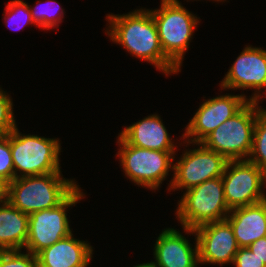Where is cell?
Returning a JSON list of instances; mask_svg holds the SVG:
<instances>
[{
	"label": "cell",
	"instance_id": "4",
	"mask_svg": "<svg viewBox=\"0 0 266 267\" xmlns=\"http://www.w3.org/2000/svg\"><path fill=\"white\" fill-rule=\"evenodd\" d=\"M116 138L119 147L116 157L126 178L138 187L152 192L159 190L169 172L173 173L174 157L178 151L143 149L128 144L119 134Z\"/></svg>",
	"mask_w": 266,
	"mask_h": 267
},
{
	"label": "cell",
	"instance_id": "13",
	"mask_svg": "<svg viewBox=\"0 0 266 267\" xmlns=\"http://www.w3.org/2000/svg\"><path fill=\"white\" fill-rule=\"evenodd\" d=\"M194 231L201 266L213 264L222 267L233 263L240 247L226 219L200 225Z\"/></svg>",
	"mask_w": 266,
	"mask_h": 267
},
{
	"label": "cell",
	"instance_id": "6",
	"mask_svg": "<svg viewBox=\"0 0 266 267\" xmlns=\"http://www.w3.org/2000/svg\"><path fill=\"white\" fill-rule=\"evenodd\" d=\"M177 203L175 216L183 228L195 229L206 223L225 220L230 212L222 176L184 191Z\"/></svg>",
	"mask_w": 266,
	"mask_h": 267
},
{
	"label": "cell",
	"instance_id": "2",
	"mask_svg": "<svg viewBox=\"0 0 266 267\" xmlns=\"http://www.w3.org/2000/svg\"><path fill=\"white\" fill-rule=\"evenodd\" d=\"M80 185L75 178H64L62 172L15 178L8 184L7 200L30 215L63 203Z\"/></svg>",
	"mask_w": 266,
	"mask_h": 267
},
{
	"label": "cell",
	"instance_id": "30",
	"mask_svg": "<svg viewBox=\"0 0 266 267\" xmlns=\"http://www.w3.org/2000/svg\"><path fill=\"white\" fill-rule=\"evenodd\" d=\"M189 1H197V0H186V2H189ZM198 1H200V0H198ZM206 1V0H205ZM209 1V0H208ZM211 1H214V2H218V3H221L222 2V4H223V2H226V1H228V0H211Z\"/></svg>",
	"mask_w": 266,
	"mask_h": 267
},
{
	"label": "cell",
	"instance_id": "1",
	"mask_svg": "<svg viewBox=\"0 0 266 267\" xmlns=\"http://www.w3.org/2000/svg\"><path fill=\"white\" fill-rule=\"evenodd\" d=\"M105 34L114 44L121 45L131 56L148 62L165 77L181 72L164 54L158 29L147 8L125 14H106Z\"/></svg>",
	"mask_w": 266,
	"mask_h": 267
},
{
	"label": "cell",
	"instance_id": "22",
	"mask_svg": "<svg viewBox=\"0 0 266 267\" xmlns=\"http://www.w3.org/2000/svg\"><path fill=\"white\" fill-rule=\"evenodd\" d=\"M0 179L9 184L15 179L14 164L10 148V132L0 135Z\"/></svg>",
	"mask_w": 266,
	"mask_h": 267
},
{
	"label": "cell",
	"instance_id": "15",
	"mask_svg": "<svg viewBox=\"0 0 266 267\" xmlns=\"http://www.w3.org/2000/svg\"><path fill=\"white\" fill-rule=\"evenodd\" d=\"M161 116L150 114L127 125L118 133L128 144L157 151H178V145L168 133Z\"/></svg>",
	"mask_w": 266,
	"mask_h": 267
},
{
	"label": "cell",
	"instance_id": "7",
	"mask_svg": "<svg viewBox=\"0 0 266 267\" xmlns=\"http://www.w3.org/2000/svg\"><path fill=\"white\" fill-rule=\"evenodd\" d=\"M257 106L249 101L237 114L219 125L200 143L227 160H247L252 149Z\"/></svg>",
	"mask_w": 266,
	"mask_h": 267
},
{
	"label": "cell",
	"instance_id": "21",
	"mask_svg": "<svg viewBox=\"0 0 266 267\" xmlns=\"http://www.w3.org/2000/svg\"><path fill=\"white\" fill-rule=\"evenodd\" d=\"M3 19L7 27L16 31L27 27L28 25H35L38 27L31 16L29 4L23 0H11L5 6ZM27 25V26H26Z\"/></svg>",
	"mask_w": 266,
	"mask_h": 267
},
{
	"label": "cell",
	"instance_id": "23",
	"mask_svg": "<svg viewBox=\"0 0 266 267\" xmlns=\"http://www.w3.org/2000/svg\"><path fill=\"white\" fill-rule=\"evenodd\" d=\"M0 267H38L37 257L25 250L0 251Z\"/></svg>",
	"mask_w": 266,
	"mask_h": 267
},
{
	"label": "cell",
	"instance_id": "26",
	"mask_svg": "<svg viewBox=\"0 0 266 267\" xmlns=\"http://www.w3.org/2000/svg\"><path fill=\"white\" fill-rule=\"evenodd\" d=\"M248 248L266 265V237L256 240Z\"/></svg>",
	"mask_w": 266,
	"mask_h": 267
},
{
	"label": "cell",
	"instance_id": "14",
	"mask_svg": "<svg viewBox=\"0 0 266 267\" xmlns=\"http://www.w3.org/2000/svg\"><path fill=\"white\" fill-rule=\"evenodd\" d=\"M183 232L195 236V245L188 236L174 228H165L156 237L153 248L154 267H199L198 244L193 228H183Z\"/></svg>",
	"mask_w": 266,
	"mask_h": 267
},
{
	"label": "cell",
	"instance_id": "3",
	"mask_svg": "<svg viewBox=\"0 0 266 267\" xmlns=\"http://www.w3.org/2000/svg\"><path fill=\"white\" fill-rule=\"evenodd\" d=\"M160 4L159 8L149 10L155 20L165 56L181 71L200 17L187 10L179 0H161Z\"/></svg>",
	"mask_w": 266,
	"mask_h": 267
},
{
	"label": "cell",
	"instance_id": "16",
	"mask_svg": "<svg viewBox=\"0 0 266 267\" xmlns=\"http://www.w3.org/2000/svg\"><path fill=\"white\" fill-rule=\"evenodd\" d=\"M93 247L88 241L74 238L73 233L40 251L38 267H84L91 263Z\"/></svg>",
	"mask_w": 266,
	"mask_h": 267
},
{
	"label": "cell",
	"instance_id": "29",
	"mask_svg": "<svg viewBox=\"0 0 266 267\" xmlns=\"http://www.w3.org/2000/svg\"><path fill=\"white\" fill-rule=\"evenodd\" d=\"M133 267H154V265L152 264L151 261L149 262H146V263H140V264H137V265H133Z\"/></svg>",
	"mask_w": 266,
	"mask_h": 267
},
{
	"label": "cell",
	"instance_id": "5",
	"mask_svg": "<svg viewBox=\"0 0 266 267\" xmlns=\"http://www.w3.org/2000/svg\"><path fill=\"white\" fill-rule=\"evenodd\" d=\"M59 138L22 134L18 125L10 132L15 178L61 172Z\"/></svg>",
	"mask_w": 266,
	"mask_h": 267
},
{
	"label": "cell",
	"instance_id": "20",
	"mask_svg": "<svg viewBox=\"0 0 266 267\" xmlns=\"http://www.w3.org/2000/svg\"><path fill=\"white\" fill-rule=\"evenodd\" d=\"M247 160L266 172V113L257 112L252 149Z\"/></svg>",
	"mask_w": 266,
	"mask_h": 267
},
{
	"label": "cell",
	"instance_id": "12",
	"mask_svg": "<svg viewBox=\"0 0 266 267\" xmlns=\"http://www.w3.org/2000/svg\"><path fill=\"white\" fill-rule=\"evenodd\" d=\"M220 82L223 91L251 89L255 101L266 89V49L245 45Z\"/></svg>",
	"mask_w": 266,
	"mask_h": 267
},
{
	"label": "cell",
	"instance_id": "27",
	"mask_svg": "<svg viewBox=\"0 0 266 267\" xmlns=\"http://www.w3.org/2000/svg\"><path fill=\"white\" fill-rule=\"evenodd\" d=\"M8 184L0 179V203L7 201Z\"/></svg>",
	"mask_w": 266,
	"mask_h": 267
},
{
	"label": "cell",
	"instance_id": "10",
	"mask_svg": "<svg viewBox=\"0 0 266 267\" xmlns=\"http://www.w3.org/2000/svg\"><path fill=\"white\" fill-rule=\"evenodd\" d=\"M222 180L230 210L266 199V172L248 160H228Z\"/></svg>",
	"mask_w": 266,
	"mask_h": 267
},
{
	"label": "cell",
	"instance_id": "17",
	"mask_svg": "<svg viewBox=\"0 0 266 267\" xmlns=\"http://www.w3.org/2000/svg\"><path fill=\"white\" fill-rule=\"evenodd\" d=\"M226 220L233 229L239 247H248L266 237V199L231 209Z\"/></svg>",
	"mask_w": 266,
	"mask_h": 267
},
{
	"label": "cell",
	"instance_id": "24",
	"mask_svg": "<svg viewBox=\"0 0 266 267\" xmlns=\"http://www.w3.org/2000/svg\"><path fill=\"white\" fill-rule=\"evenodd\" d=\"M0 87V135H7L16 126L11 95Z\"/></svg>",
	"mask_w": 266,
	"mask_h": 267
},
{
	"label": "cell",
	"instance_id": "11",
	"mask_svg": "<svg viewBox=\"0 0 266 267\" xmlns=\"http://www.w3.org/2000/svg\"><path fill=\"white\" fill-rule=\"evenodd\" d=\"M202 100L194 116L187 123L180 140L190 143L201 142L219 125L237 114L249 102V96L243 93H224Z\"/></svg>",
	"mask_w": 266,
	"mask_h": 267
},
{
	"label": "cell",
	"instance_id": "25",
	"mask_svg": "<svg viewBox=\"0 0 266 267\" xmlns=\"http://www.w3.org/2000/svg\"><path fill=\"white\" fill-rule=\"evenodd\" d=\"M232 265H234L233 267H266L263 261H260L248 247L238 249Z\"/></svg>",
	"mask_w": 266,
	"mask_h": 267
},
{
	"label": "cell",
	"instance_id": "18",
	"mask_svg": "<svg viewBox=\"0 0 266 267\" xmlns=\"http://www.w3.org/2000/svg\"><path fill=\"white\" fill-rule=\"evenodd\" d=\"M29 215L8 200L0 203V251L24 250L28 237Z\"/></svg>",
	"mask_w": 266,
	"mask_h": 267
},
{
	"label": "cell",
	"instance_id": "19",
	"mask_svg": "<svg viewBox=\"0 0 266 267\" xmlns=\"http://www.w3.org/2000/svg\"><path fill=\"white\" fill-rule=\"evenodd\" d=\"M42 2L36 1L34 7L29 5L34 23L44 31L59 28L66 12L56 0H45L44 4Z\"/></svg>",
	"mask_w": 266,
	"mask_h": 267
},
{
	"label": "cell",
	"instance_id": "28",
	"mask_svg": "<svg viewBox=\"0 0 266 267\" xmlns=\"http://www.w3.org/2000/svg\"><path fill=\"white\" fill-rule=\"evenodd\" d=\"M265 94H266V89H265V93H264V95L261 94V95L254 101L255 104H256V106H257L258 111L263 112V113H266V109L263 108V107H261L262 105H260V104H262L263 99L266 98V97H264V96H266ZM260 102H261V103H260ZM259 105H260V106H259Z\"/></svg>",
	"mask_w": 266,
	"mask_h": 267
},
{
	"label": "cell",
	"instance_id": "8",
	"mask_svg": "<svg viewBox=\"0 0 266 267\" xmlns=\"http://www.w3.org/2000/svg\"><path fill=\"white\" fill-rule=\"evenodd\" d=\"M185 150L176 160L174 157V168L171 180H169L168 191L189 190L197 185L211 179L221 177L228 160L221 154L208 149L200 142L183 141ZM196 148L186 149L188 145ZM176 160V161H175Z\"/></svg>",
	"mask_w": 266,
	"mask_h": 267
},
{
	"label": "cell",
	"instance_id": "9",
	"mask_svg": "<svg viewBox=\"0 0 266 267\" xmlns=\"http://www.w3.org/2000/svg\"><path fill=\"white\" fill-rule=\"evenodd\" d=\"M83 189L78 187L63 203L57 207L33 212L29 215L28 237L25 251L37 255L43 249L69 236L72 232L68 209L76 206L85 198Z\"/></svg>",
	"mask_w": 266,
	"mask_h": 267
}]
</instances>
